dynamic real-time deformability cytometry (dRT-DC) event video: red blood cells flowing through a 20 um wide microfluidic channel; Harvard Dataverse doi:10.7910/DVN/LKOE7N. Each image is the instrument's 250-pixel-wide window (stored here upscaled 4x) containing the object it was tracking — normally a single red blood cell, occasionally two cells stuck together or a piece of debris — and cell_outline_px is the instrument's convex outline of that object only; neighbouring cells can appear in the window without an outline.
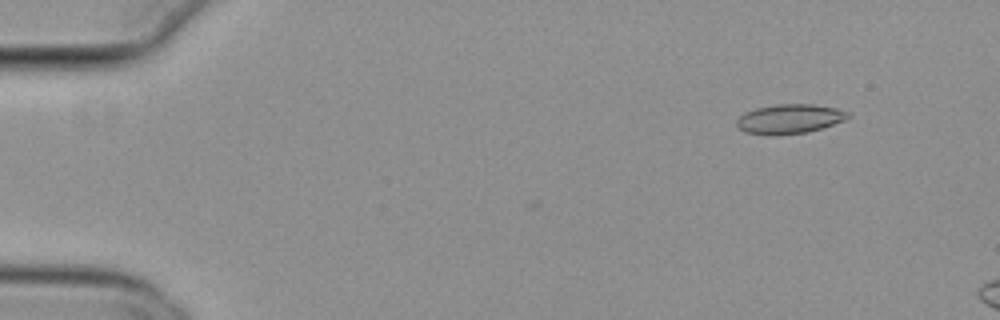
{"species": "common noctule bat (a hibernating species)", "species_latin": "Nyctalus noctula", "temperature_condition": "cold", "stored_images_in_passage": 4, "camera_frame_rate_fps": 3000, "um_per_image_px": 0.085, "animal": {"sex": "female", "body_mass_g": 29.2, "forearm_length_mm": 56.3}, "frame": {"image": 1, "passage_image": 2, "time_ms": 0.333, "image_size_px": [1000, 320], "cell_outline_px": [[852, 116], [844, 120], [808, 132], [772, 136], [744, 132], [736, 124], [736, 120], [744, 112], [756, 108], [776, 104], [812, 104], [836, 108], [848, 112]], "centroid_in_image_um": [67.08, 10.11], "position_along_channel_um": 17.9, "area_um2": 19.13}}